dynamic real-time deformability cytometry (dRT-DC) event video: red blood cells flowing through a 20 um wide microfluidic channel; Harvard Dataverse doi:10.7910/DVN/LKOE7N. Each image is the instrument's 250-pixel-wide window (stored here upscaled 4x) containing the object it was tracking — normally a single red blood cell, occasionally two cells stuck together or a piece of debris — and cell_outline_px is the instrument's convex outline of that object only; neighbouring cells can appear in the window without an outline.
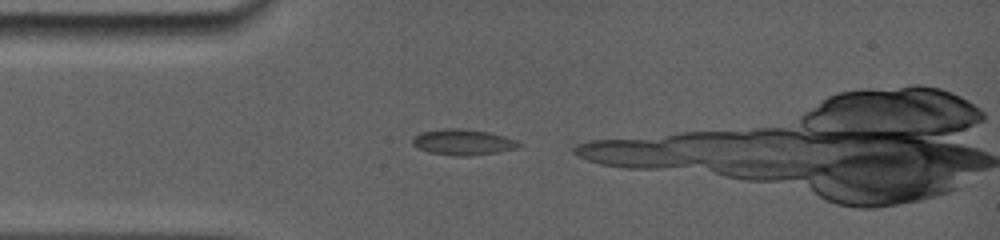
{"species": "common noctule bat (a hibernating species)", "species_latin": "Nyctalus noctula", "temperature_condition": "room temperature", "stored_images_in_passage": 4, "camera_frame_rate_fps": 5000, "um_per_image_px": 0.085, "animal": {"sex": "female", "body_mass_g": 19.0, "forearm_length_mm": 56.7}, "frame": {"image": 1, "passage_image": 2, "time_ms": 1.2, "image_size_px": [1000, 240], "cell_outline_px": [[516, 144], [512, 148], [492, 152], [432, 152], [420, 148], [412, 144], [412, 140], [416, 136], [424, 132], [484, 132], [500, 136]], "centroid_in_image_um": [39.22, 12.08], "position_along_channel_um": 45.8, "area_um2": 12.6}}